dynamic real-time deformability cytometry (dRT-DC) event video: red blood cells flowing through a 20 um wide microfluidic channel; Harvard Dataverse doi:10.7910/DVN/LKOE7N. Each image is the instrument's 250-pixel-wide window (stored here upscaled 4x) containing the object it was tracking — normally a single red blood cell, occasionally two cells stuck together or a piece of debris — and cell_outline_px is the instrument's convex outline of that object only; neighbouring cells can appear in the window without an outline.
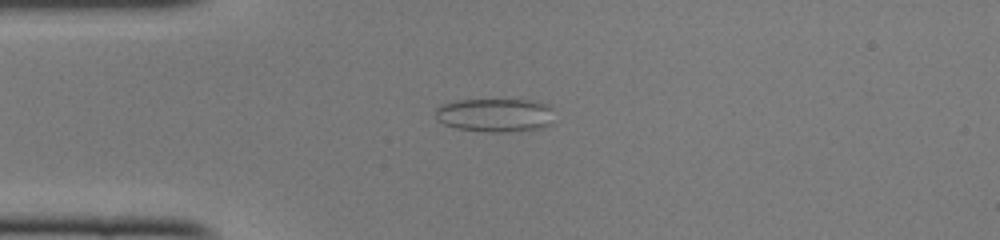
{"species": "common noctule bat (a hibernating species)", "species_latin": "Nyctalus noctula", "temperature_condition": "cold", "stored_images_in_passage": 49, "camera_frame_rate_fps": 3000, "um_per_image_px": 0.085, "animal": {"sex": "female", "body_mass_g": 22.0, "forearm_length_mm": 56.7}, "frame": {"image": 1, "passage_image": 11, "time_ms": 3.333, "image_size_px": [1000, 240], "cell_outline_px": [[552, 124], [540, 128], [508, 132], [492, 132], [456, 128], [444, 124], [436, 116], [436, 108], [444, 104], [456, 100], [532, 100], [548, 104]], "centroid_in_image_um": [42.08, 9.78], "position_along_channel_um": 42.9, "area_um2": 22.95}}
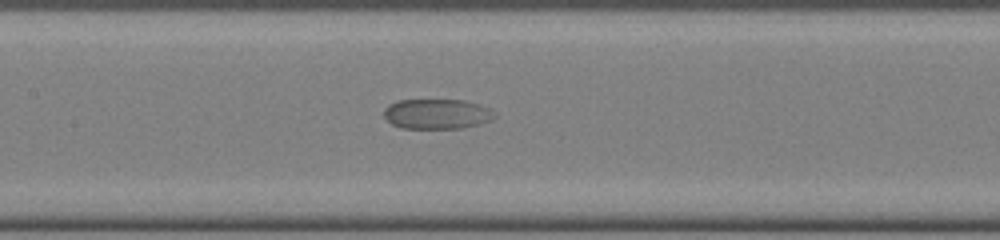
{"frame": {"image": 2, "passage_image": 22, "time_ms": 7.0, "image_size_px": [1000, 240], "cell_outline_px": [[496, 116], [488, 120], [476, 124], [460, 128], [400, 128], [392, 124], [384, 116], [384, 108], [388, 104], [400, 100], [464, 100], [488, 108], [496, 112]], "centroid_in_image_um": [37.09, 9.68], "position_along_channel_um": 170.3, "area_um2": 19.13}}
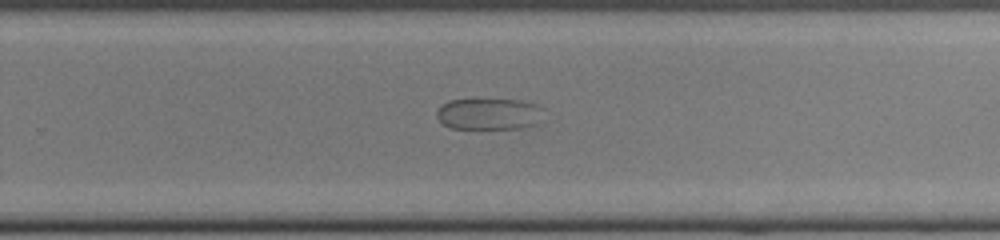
{"frame": {"image": 3, "passage_image": 31, "time_ms": 10.0, "image_size_px": [1000, 240], "cell_outline_px": [[544, 120], [536, 124], [524, 128], [448, 128], [436, 116], [436, 112], [440, 104], [448, 100], [520, 100], [536, 104], [544, 108]], "centroid_in_image_um": [41.62, 9.69], "position_along_channel_um": 288.2, "area_um2": 19.88}}